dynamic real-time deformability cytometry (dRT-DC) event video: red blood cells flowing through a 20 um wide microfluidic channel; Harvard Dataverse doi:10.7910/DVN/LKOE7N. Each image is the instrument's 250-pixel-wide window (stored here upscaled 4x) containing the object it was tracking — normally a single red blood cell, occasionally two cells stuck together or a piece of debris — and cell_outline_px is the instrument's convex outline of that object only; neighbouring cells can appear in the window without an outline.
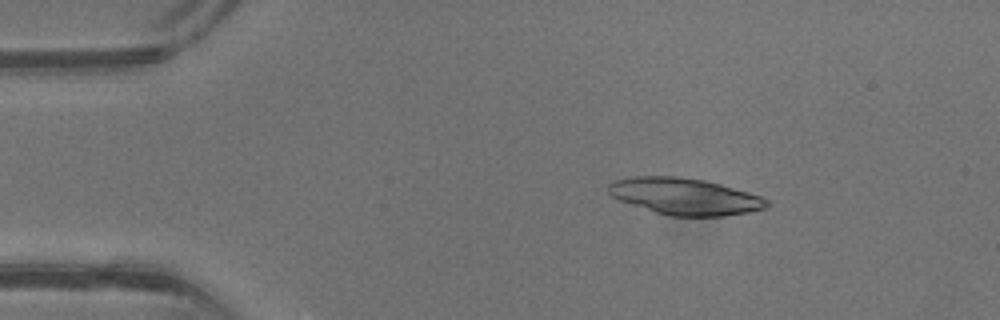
{"species": "common noctule bat (a hibernating species)", "species_latin": "Nyctalus noctula", "temperature_condition": "warm", "stored_images_in_passage": 37, "camera_frame_rate_fps": 3000, "um_per_image_px": 0.085, "animal": {"sex": "male", "body_mass_g": 13.3}, "frame": {"image": 1, "passage_image": 3, "time_ms": 0.667, "image_size_px": [1000, 320], "cell_outline_px": [[772, 204], [768, 208], [748, 212], [724, 216], [668, 216], [620, 200], [612, 196], [608, 192], [608, 184], [612, 180], [632, 176], [676, 176], [704, 180], [720, 184], [748, 192], [760, 196], [768, 200]], "centroid_in_image_um": [58.22, 16.69], "position_along_channel_um": 26.8, "area_um2": 33.87}}
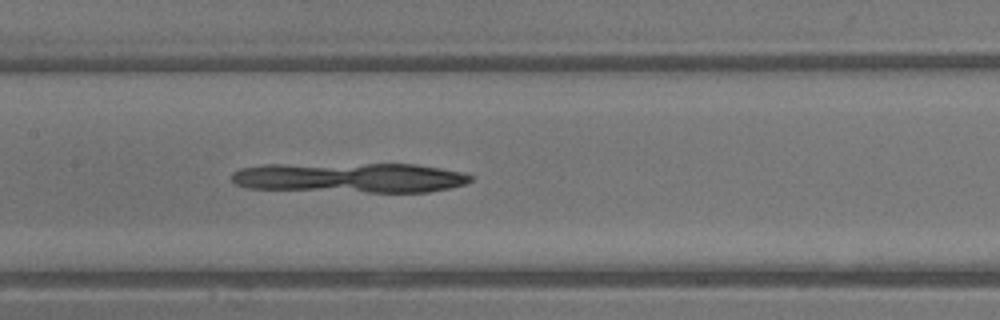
{"frame": {"image": 2, "passage_image": 16, "time_ms": 5.0, "image_size_px": [1000, 320], "cell_outline_px": [[472, 180], [464, 184], [452, 188], [428, 192], [368, 192], [248, 188], [236, 184], [232, 180], [232, 172], [240, 168], [264, 164], [416, 164], [464, 172], [472, 176]], "centroid_in_image_um": [29.77, 15.1], "position_along_channel_um": 177.6, "area_um2": 41.91}}
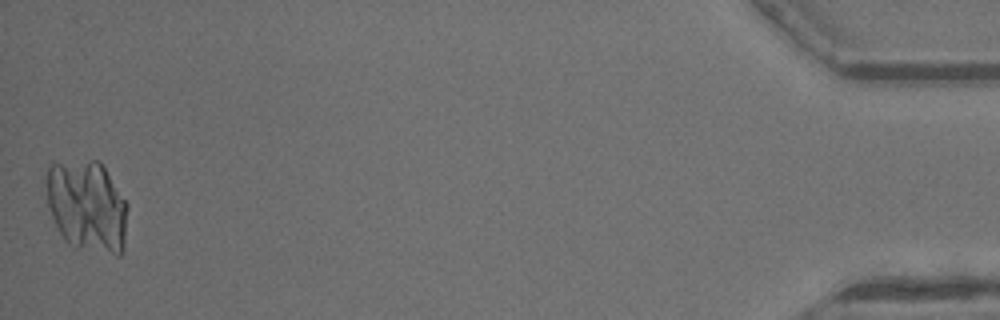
{"frame": {"image": 3, "passage_image": 37, "time_ms": 12.0, "image_size_px": [1000, 320], "cell_outline_px": [[128, 208], [124, 252], [120, 256], [116, 256], [76, 248], [68, 244], [64, 240], [48, 208], [48, 164], [92, 160], [100, 160], [128, 204]], "centroid_in_image_um": [7.46, 17.57], "position_along_channel_um": 427.7, "area_um2": 43.75}}